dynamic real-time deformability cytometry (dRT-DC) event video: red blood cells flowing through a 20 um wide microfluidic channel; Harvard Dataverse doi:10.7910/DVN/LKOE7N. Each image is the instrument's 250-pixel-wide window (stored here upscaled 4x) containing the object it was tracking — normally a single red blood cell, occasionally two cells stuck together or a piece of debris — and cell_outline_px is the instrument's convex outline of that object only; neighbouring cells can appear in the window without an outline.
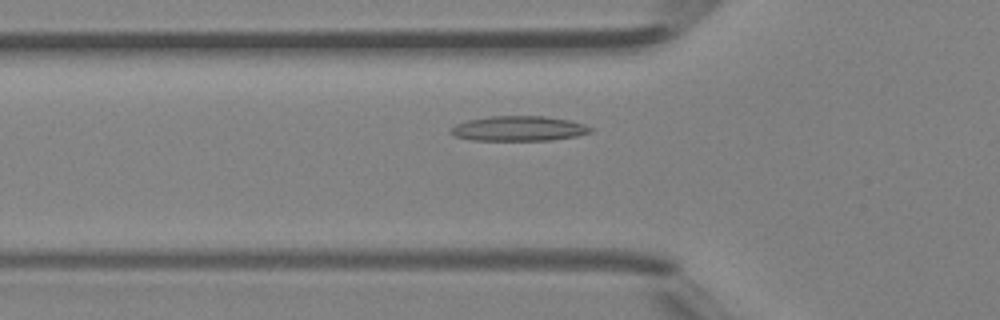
{"species": "Egyptian fruit bat (a non-hibernating species)", "species_latin": "Rousettus aegyptiacus", "temperature_condition": "room temperature", "stored_images_in_passage": 32, "camera_frame_rate_fps": 3000, "um_per_image_px": 0.085, "animal": {"sex": "female"}, "frame": {"image": 1, "passage_image": 2, "time_ms": 0.333, "image_size_px": [1000, 320], "cell_outline_px": [[592, 132], [576, 136], [552, 140], [472, 140], [456, 136], [448, 132], [456, 124], [468, 120], [488, 116], [544, 116], [568, 120], [584, 124], [592, 128]], "centroid_in_image_um": [44.09, 10.92], "position_along_channel_um": 81.7, "area_um2": 20.23}}
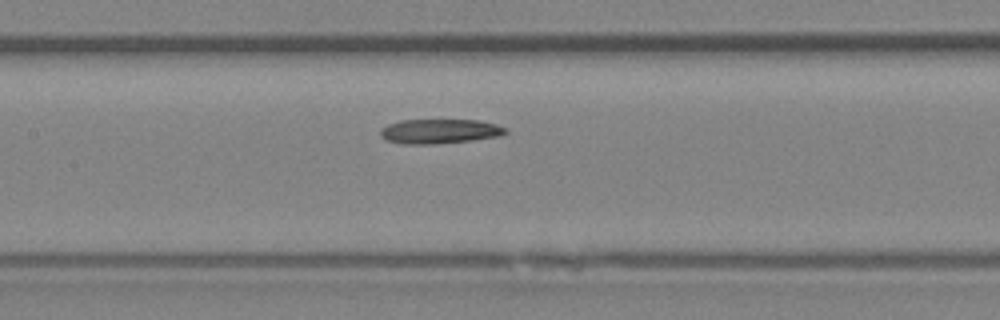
{"frame": {"image": 2, "passage_image": 8, "time_ms": 2.333, "image_size_px": [1000, 320], "cell_outline_px": [[508, 132], [500, 136], [472, 140], [432, 144], [400, 144], [384, 140], [380, 136], [380, 128], [388, 124], [400, 120], [480, 120], [496, 124], [508, 128]], "centroid_in_image_um": [37.35, 11.16], "position_along_channel_um": 170.1, "area_um2": 18.15}}
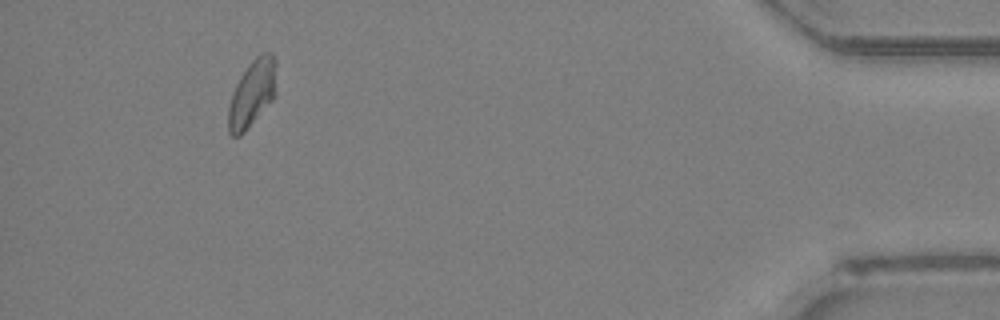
{"frame": {"image": 3, "passage_image": 29, "time_ms": 9.333, "image_size_px": [1000, 320], "cell_outline_px": [[276, 92], [272, 100], [244, 132], [240, 136], [232, 136], [228, 132], [228, 108], [232, 92], [240, 76], [248, 64], [260, 52], [272, 52], [276, 60]], "centroid_in_image_um": [21.44, 7.9], "position_along_channel_um": 413.8, "area_um2": 18.9}}